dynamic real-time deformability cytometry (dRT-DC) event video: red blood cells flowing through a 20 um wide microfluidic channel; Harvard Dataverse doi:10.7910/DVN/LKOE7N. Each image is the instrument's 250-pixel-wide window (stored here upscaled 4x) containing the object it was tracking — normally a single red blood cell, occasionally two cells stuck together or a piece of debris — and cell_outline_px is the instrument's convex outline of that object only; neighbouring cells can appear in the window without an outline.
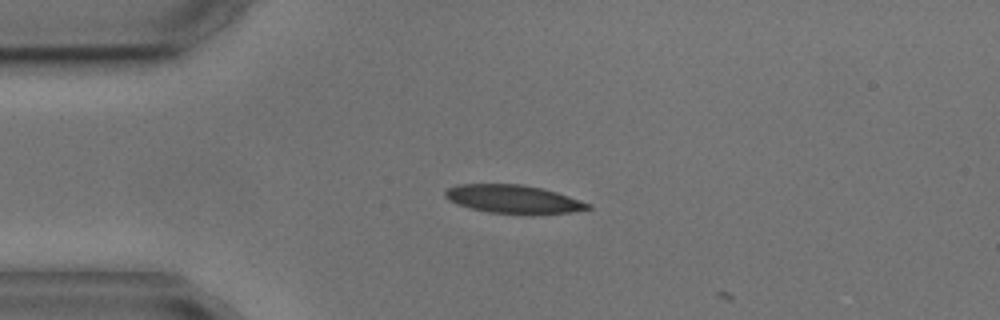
{"species": "common noctule bat (a hibernating species)", "species_latin": "Nyctalus noctula", "temperature_condition": "cold", "stored_images_in_passage": 2, "camera_frame_rate_fps": 3000, "um_per_image_px": 0.085, "animal": {"sex": "male", "body_mass_g": 17.9, "forearm_length_mm": 54.2}, "frame": {"image": 1, "passage_image": 1, "time_ms": 0.0, "image_size_px": [1000, 320], "cell_outline_px": [[592, 208], [572, 212], [532, 216], [488, 212], [456, 204], [448, 200], [444, 196], [444, 192], [448, 188], [456, 184], [524, 184], [556, 192], [592, 204]], "centroid_in_image_um": [43.65, 16.95], "position_along_channel_um": 41.3, "area_um2": 24.1}}